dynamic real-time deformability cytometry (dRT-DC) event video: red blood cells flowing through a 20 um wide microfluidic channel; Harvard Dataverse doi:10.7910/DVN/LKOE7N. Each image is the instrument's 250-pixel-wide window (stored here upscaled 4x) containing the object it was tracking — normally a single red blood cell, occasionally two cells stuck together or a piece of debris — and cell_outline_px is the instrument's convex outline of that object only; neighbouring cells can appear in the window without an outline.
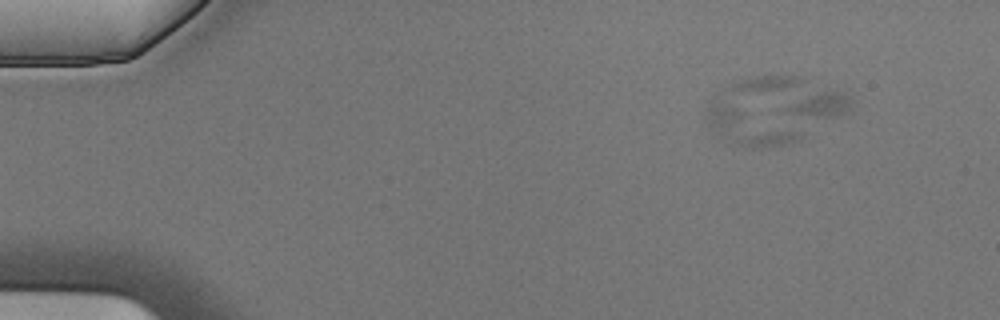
{"species": "Egyptian fruit bat (a non-hibernating species)", "species_latin": "Rousettus aegyptiacus", "temperature_condition": "cold", "stored_images_in_passage": 5, "camera_frame_rate_fps": 3000, "um_per_image_px": 0.085, "animal": {"sex": "male"}, "frame": {"image": 1, "passage_image": 3, "time_ms": 0.667, "image_size_px": [1000, 320], "cell_outline_px": [[856, 100], [852, 108], [848, 112], [792, 144], [752, 148], [744, 148], [736, 144], [732, 140], [776, 108], [824, 92], [844, 92], [852, 96]], "centroid_in_image_um": [67.66, 10.23], "position_along_channel_um": 17.3, "area_um2": 25.61}}